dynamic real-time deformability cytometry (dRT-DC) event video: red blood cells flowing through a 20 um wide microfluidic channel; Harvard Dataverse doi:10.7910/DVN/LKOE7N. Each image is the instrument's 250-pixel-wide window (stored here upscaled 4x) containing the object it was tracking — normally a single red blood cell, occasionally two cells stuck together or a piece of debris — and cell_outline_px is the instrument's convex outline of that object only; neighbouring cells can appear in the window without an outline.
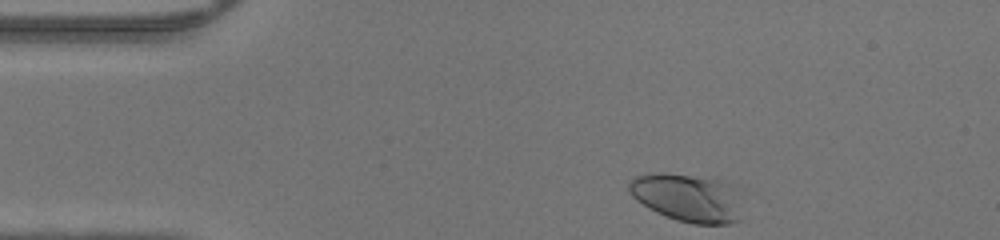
{"species": "human", "species_latin": "Homo sapiens", "temperature_condition": "warm", "stored_images_in_passage": 31, "camera_frame_rate_fps": 3000, "um_per_image_px": 0.085, "donor": {"sex": "male"}, "frame": {"image": 1, "passage_image": 1, "time_ms": 0.0, "image_size_px": [1000, 240], "cell_outline_px": [[740, 220], [728, 224], [692, 224], [676, 220], [664, 216], [648, 208], [636, 200], [632, 196], [628, 188], [628, 180], [636, 176], [660, 172], [716, 176], [728, 184], [732, 188]], "centroid_in_image_um": [58.35, 16.78], "position_along_channel_um": 26.7, "area_um2": 31.91}}
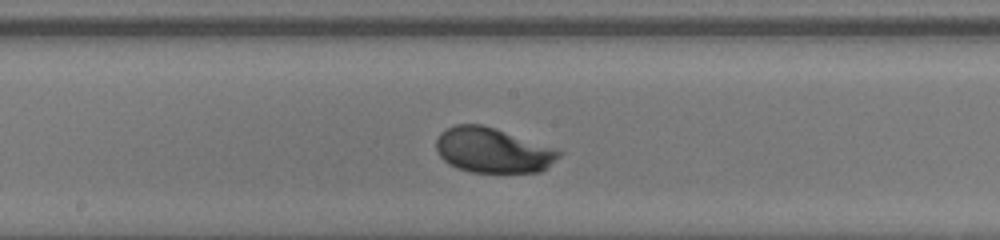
{"frame": {"image": 2, "passage_image": 18, "time_ms": 5.667, "image_size_px": [1000, 240], "cell_outline_px": [[564, 152], [548, 168], [540, 172], [472, 172], [456, 168], [448, 164], [436, 152], [436, 140], [440, 132], [456, 124], [480, 124], [556, 148]], "centroid_in_image_um": [41.88, 12.79], "position_along_channel_um": 206.3, "area_um2": 32.19}}
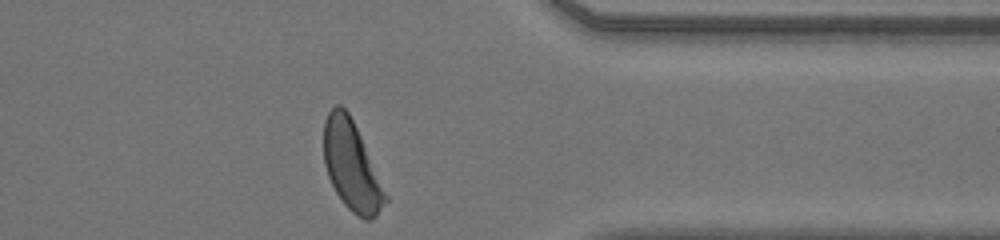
{"frame": {"image": 3, "passage_image": 31, "time_ms": 10.0, "image_size_px": [1000, 240], "cell_outline_px": [[388, 200], [376, 216], [368, 220], [364, 220], [352, 212], [344, 204], [336, 192], [328, 176], [324, 164], [324, 120], [328, 112], [336, 104], [340, 104], [348, 112], [360, 136], [388, 196]], "centroid_in_image_um": [29.87, 14.12], "position_along_channel_um": 381.5, "area_um2": 31.56}}